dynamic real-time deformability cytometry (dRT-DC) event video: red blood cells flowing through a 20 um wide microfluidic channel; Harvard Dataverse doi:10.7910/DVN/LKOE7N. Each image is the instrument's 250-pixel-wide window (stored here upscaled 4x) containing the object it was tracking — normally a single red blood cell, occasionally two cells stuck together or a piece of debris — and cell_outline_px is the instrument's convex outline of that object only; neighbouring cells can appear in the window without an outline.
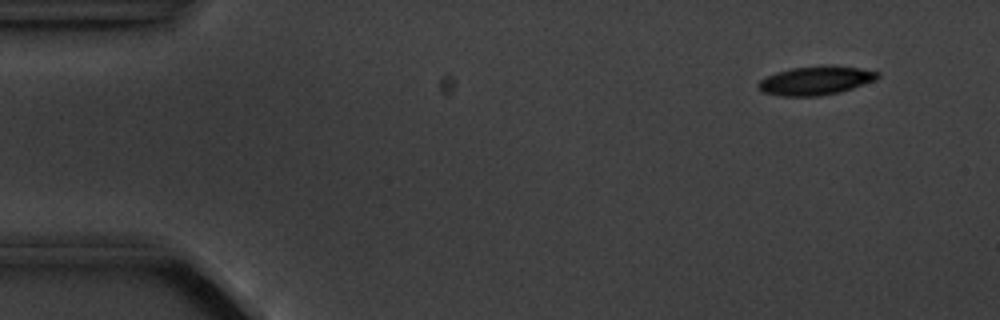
{"species": "common noctule bat (a hibernating species)", "species_latin": "Nyctalus noctula", "temperature_condition": "cold", "stored_images_in_passage": 5, "camera_frame_rate_fps": 3000, "um_per_image_px": 0.085, "animal": {"sex": "male", "body_mass_g": 20.1, "forearm_length_mm": 53.5}, "frame": {"image": 1, "passage_image": 2, "time_ms": 1.0, "image_size_px": [1000, 320], "cell_outline_px": [[880, 76], [876, 80], [840, 92], [820, 96], [780, 96], [764, 92], [756, 88], [756, 84], [760, 80], [776, 72], [792, 68], [832, 64], [860, 68], [880, 72]], "centroid_in_image_um": [69.35, 6.84], "position_along_channel_um": 15.7, "area_um2": 20.23}}